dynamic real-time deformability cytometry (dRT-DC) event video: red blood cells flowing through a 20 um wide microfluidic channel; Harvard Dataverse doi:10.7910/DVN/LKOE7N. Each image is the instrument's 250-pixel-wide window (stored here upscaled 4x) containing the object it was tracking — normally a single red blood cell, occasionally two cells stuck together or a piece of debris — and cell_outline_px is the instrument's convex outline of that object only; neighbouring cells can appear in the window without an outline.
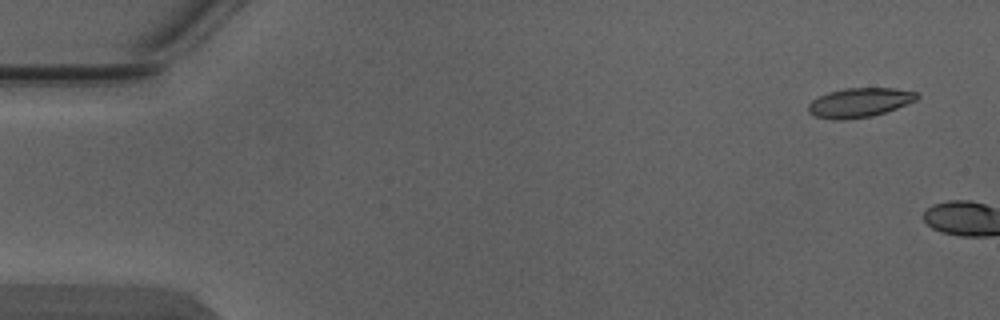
{"species": "Egyptian fruit bat (a non-hibernating species)", "species_latin": "Rousettus aegyptiacus", "temperature_condition": "warm", "stored_images_in_passage": 2, "camera_frame_rate_fps": 3000, "um_per_image_px": 0.085, "animal": {"sex": "male"}, "frame": {"image": 1, "passage_image": 1, "time_ms": 0.0, "image_size_px": [1000, 320], "cell_outline_px": [[920, 96], [916, 100], [896, 108], [872, 116], [844, 120], [832, 120], [816, 116], [808, 112], [808, 104], [812, 100], [828, 92], [844, 88], [896, 88], [916, 92]], "centroid_in_image_um": [73.04, 8.72], "position_along_channel_um": 12.0, "area_um2": 18.55}}